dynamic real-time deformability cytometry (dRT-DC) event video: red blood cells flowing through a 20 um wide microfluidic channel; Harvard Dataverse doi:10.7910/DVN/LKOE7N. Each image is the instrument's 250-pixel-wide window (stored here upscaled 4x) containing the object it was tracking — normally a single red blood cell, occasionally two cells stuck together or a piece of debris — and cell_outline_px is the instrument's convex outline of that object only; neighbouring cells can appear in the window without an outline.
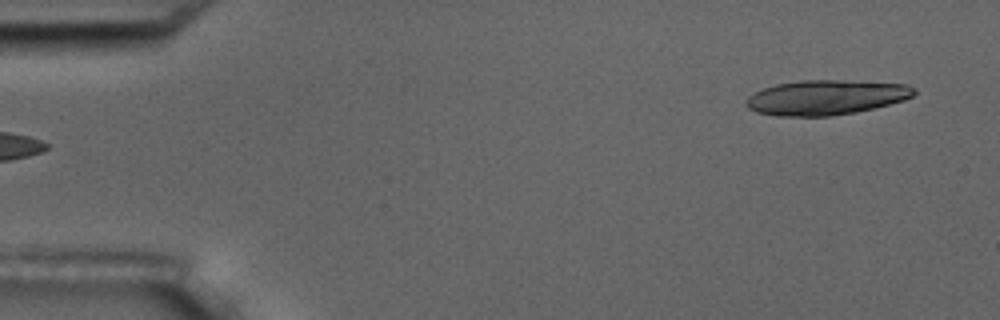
{"species": "common noctule bat (a hibernating species)", "species_latin": "Nyctalus noctula", "temperature_condition": "room temperature", "stored_images_in_passage": 5, "segment_of_instrument_passage": [2, 2], "camera_frame_rate_fps": 3000, "um_per_image_px": 0.085, "animal": {"sex": "male", "body_mass_g": 17.5, "forearm_length_mm": 52.3}, "frame": {"image": 1, "passage_image": 5, "time_ms": 6.333, "image_size_px": [1000, 320], "cell_outline_px": [[916, 92], [912, 96], [904, 100], [856, 112], [832, 116], [776, 116], [756, 112], [748, 108], [744, 104], [748, 96], [764, 88], [776, 84], [800, 80], [840, 80], [908, 84], [916, 88]], "centroid_in_image_um": [70.19, 8.28], "position_along_channel_um": 14.8, "area_um2": 34.16}}